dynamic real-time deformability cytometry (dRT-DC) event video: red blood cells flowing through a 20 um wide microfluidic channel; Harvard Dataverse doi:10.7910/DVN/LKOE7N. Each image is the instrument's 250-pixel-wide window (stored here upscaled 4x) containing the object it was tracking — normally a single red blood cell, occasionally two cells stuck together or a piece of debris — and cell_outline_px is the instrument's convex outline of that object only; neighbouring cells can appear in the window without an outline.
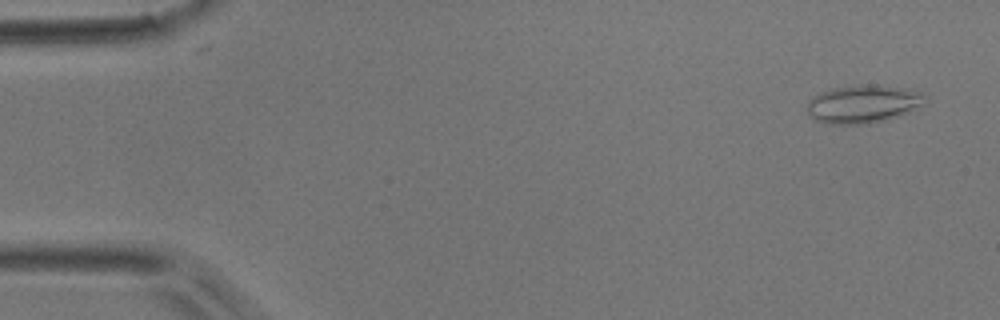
{"species": "common noctule bat (a hibernating species)", "species_latin": "Nyctalus noctula", "temperature_condition": "room temperature", "stored_images_in_passage": 48, "camera_frame_rate_fps": 3000, "um_per_image_px": 0.085, "animal": {"sex": "male", "body_mass_g": 17.9}, "frame": {"image": 1, "passage_image": 1, "time_ms": 0.0, "image_size_px": [1000, 320], "cell_outline_px": [[928, 104], [896, 116], [884, 120], [868, 124], [828, 124], [812, 120], [808, 116], [808, 100], [812, 96], [820, 92], [832, 88], [868, 84], [880, 84], [908, 88], [924, 92], [928, 96]], "centroid_in_image_um": [73.41, 8.82], "position_along_channel_um": 11.6, "area_um2": 26.88}}
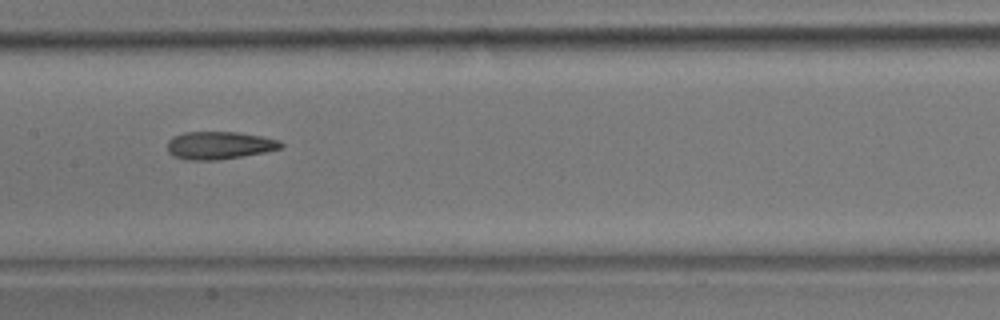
{"frame": {"image": 2, "passage_image": 23, "time_ms": 7.333, "image_size_px": [1000, 320], "cell_outline_px": [[284, 144], [280, 148], [264, 152], [216, 160], [184, 160], [172, 156], [168, 152], [168, 140], [172, 136], [184, 132], [236, 132], [260, 136], [280, 140]], "centroid_in_image_um": [18.59, 12.35], "position_along_channel_um": 188.8, "area_um2": 18.32}}
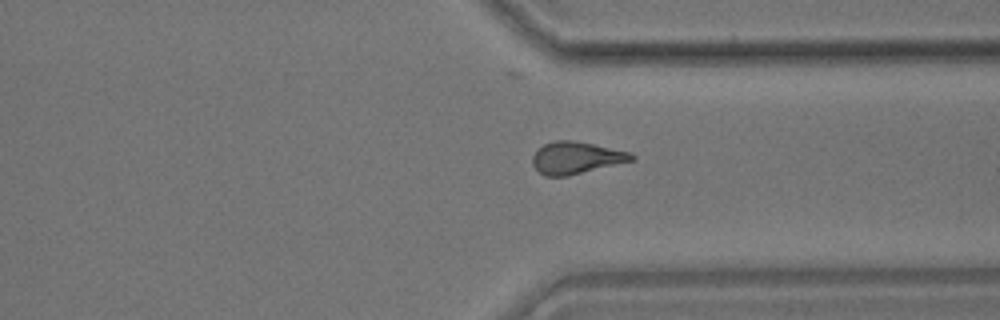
{"frame": {"image": 3, "passage_image": 36, "time_ms": 11.667, "image_size_px": [1000, 320], "cell_outline_px": [[636, 160], [568, 176], [544, 176], [532, 164], [532, 156], [544, 144], [556, 140], [572, 140], [632, 152], [636, 156]], "centroid_in_image_um": [49.02, 13.42], "position_along_channel_um": 362.4, "area_um2": 18.55}, "authors_computed_cell_mechanics": {"area_um2": 18.4382, "velocity_mm_per_s": 4.0245, "shape_relaxation_time_tau1_ms": null, "shape_relaxation_time_tau2_ms": 2.9206, "deformation_change_tau1": null, "deformation_change_tau2": 0.1243}}